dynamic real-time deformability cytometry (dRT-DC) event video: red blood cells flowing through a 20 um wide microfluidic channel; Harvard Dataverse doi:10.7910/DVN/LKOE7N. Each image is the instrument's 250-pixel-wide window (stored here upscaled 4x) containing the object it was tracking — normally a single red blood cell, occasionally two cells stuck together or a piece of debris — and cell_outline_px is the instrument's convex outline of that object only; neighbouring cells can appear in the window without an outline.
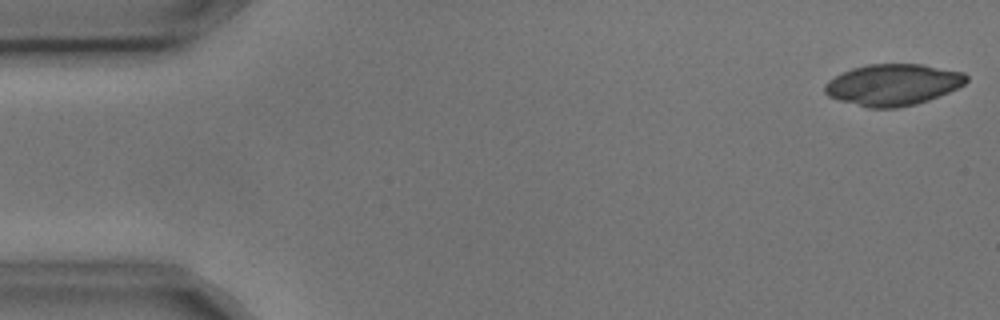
{"species": "common noctule bat (a hibernating species)", "species_latin": "Nyctalus noctula", "temperature_condition": "cold", "stored_images_in_passage": 5, "camera_frame_rate_fps": 3000, "um_per_image_px": 0.085, "animal": {"sex": "male", "body_mass_g": 17.9, "forearm_length_mm": 54.2}, "frame": {"image": 1, "passage_image": 1, "time_ms": 0.0, "image_size_px": [1000, 320], "cell_outline_px": [[968, 80], [964, 84], [948, 92], [928, 100], [916, 104], [900, 108], [868, 108], [840, 100], [828, 96], [824, 92], [824, 84], [828, 80], [852, 68], [868, 64], [924, 64], [964, 72], [968, 76]], "centroid_in_image_um": [75.91, 7.2], "position_along_channel_um": 9.1, "area_um2": 34.22}}